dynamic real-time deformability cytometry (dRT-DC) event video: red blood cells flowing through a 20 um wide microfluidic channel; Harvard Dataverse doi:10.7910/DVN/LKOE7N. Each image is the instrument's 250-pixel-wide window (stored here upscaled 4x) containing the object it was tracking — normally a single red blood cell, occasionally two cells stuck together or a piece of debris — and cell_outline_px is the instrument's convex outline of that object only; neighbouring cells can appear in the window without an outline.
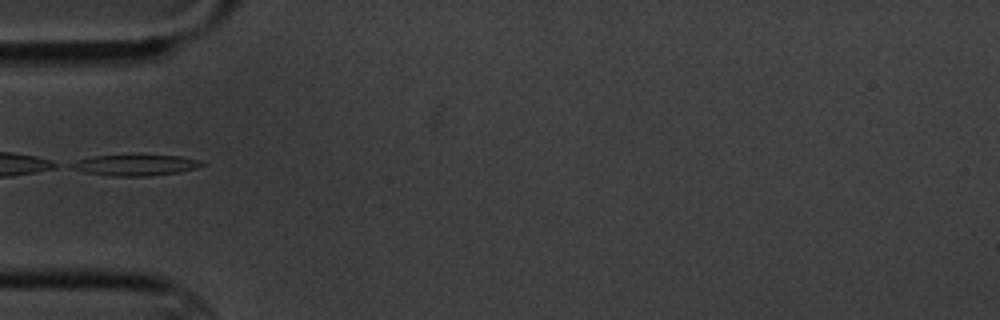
{"species": "common noctule bat (a hibernating species)", "species_latin": "Nyctalus noctula", "temperature_condition": "cold", "stored_images_in_passage": 3, "camera_frame_rate_fps": 3000, "um_per_image_px": 0.085, "animal": {"sex": "male", "body_mass_g": 20.1, "forearm_length_mm": 53.5}, "frame": {"image": 1, "passage_image": 3, "time_ms": 2.333, "image_size_px": [1000, 320], "cell_outline_px": [[208, 164], [196, 168], [176, 172], [148, 176], [108, 176], [84, 172], [72, 168], [68, 164], [76, 160], [96, 156], [180, 156], [200, 160]], "centroid_in_image_um": [11.5, 14.04], "position_along_channel_um": 73.5, "area_um2": 15.66}}